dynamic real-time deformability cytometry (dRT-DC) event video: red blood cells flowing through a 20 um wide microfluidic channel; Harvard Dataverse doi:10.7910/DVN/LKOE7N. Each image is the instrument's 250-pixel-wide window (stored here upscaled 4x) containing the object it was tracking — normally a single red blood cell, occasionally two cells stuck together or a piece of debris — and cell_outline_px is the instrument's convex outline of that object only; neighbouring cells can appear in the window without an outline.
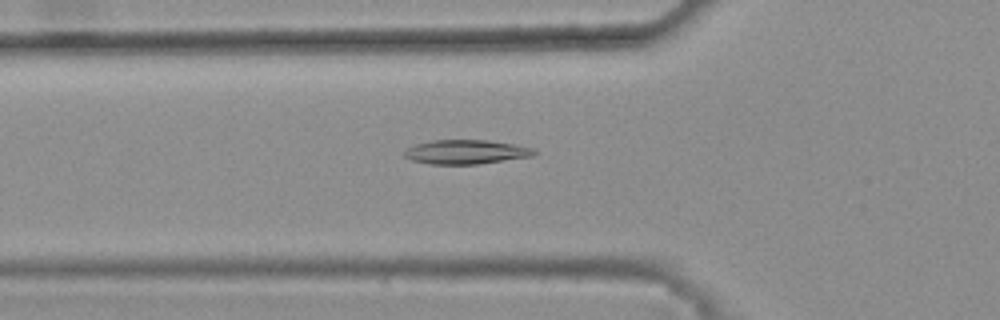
{"species": "common noctule bat (a hibernating species)", "species_latin": "Nyctalus noctula", "temperature_condition": "warm", "stored_images_in_passage": 46, "camera_frame_rate_fps": 3000, "um_per_image_px": 0.085, "animal": {"sex": "female", "body_mass_g": 25.1}, "frame": {"image": 1, "passage_image": 18, "time_ms": 5.667, "image_size_px": [1000, 320], "cell_outline_px": [[536, 152], [532, 156], [476, 164], [428, 164], [412, 160], [404, 156], [404, 152], [408, 148], [416, 144], [432, 140], [488, 140], [536, 148]], "centroid_in_image_um": [39.6, 12.91], "position_along_channel_um": 86.2, "area_um2": 18.15}}
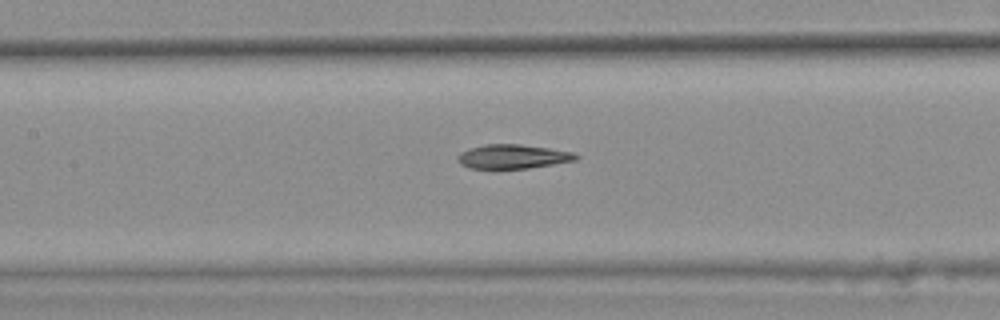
{"frame": {"image": 2, "passage_image": 24, "time_ms": 7.667, "image_size_px": [1000, 320], "cell_outline_px": [[580, 156], [576, 160], [528, 168], [492, 172], [468, 168], [460, 164], [456, 160], [456, 156], [460, 152], [484, 144], [520, 144], [548, 148], [572, 152]], "centroid_in_image_um": [43.48, 13.36], "position_along_channel_um": 163.9, "area_um2": 17.4}}
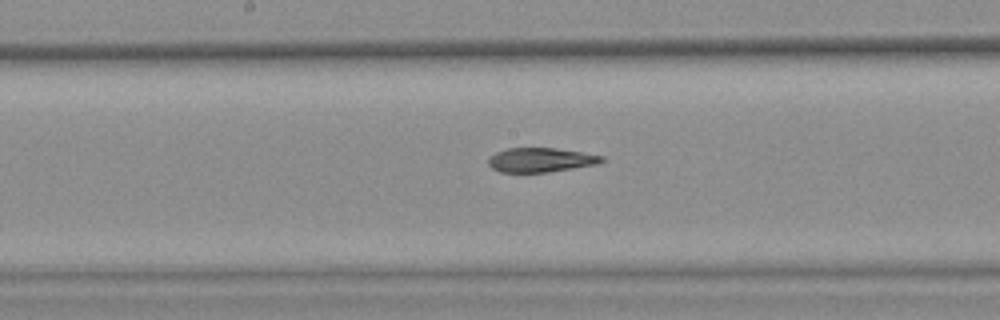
{"frame": {"image": 3, "passage_image": 27, "time_ms": 8.667, "image_size_px": [1000, 320], "cell_outline_px": [[604, 160], [596, 164], [548, 172], [500, 172], [492, 168], [488, 164], [488, 160], [496, 152], [508, 148], [556, 148], [604, 156]], "centroid_in_image_um": [45.94, 13.59], "position_along_channel_um": 202.3, "area_um2": 15.84}, "authors_computed_cell_mechanics": {"area_um2": 17.3978, "velocity_mm_per_s": 3.8546, "shape_relaxation_time_tau1_ms": null, "shape_relaxation_time_tau2_ms": 8.4503, "deformation_change_tau1": null, "deformation_change_tau2": 0.1861}}